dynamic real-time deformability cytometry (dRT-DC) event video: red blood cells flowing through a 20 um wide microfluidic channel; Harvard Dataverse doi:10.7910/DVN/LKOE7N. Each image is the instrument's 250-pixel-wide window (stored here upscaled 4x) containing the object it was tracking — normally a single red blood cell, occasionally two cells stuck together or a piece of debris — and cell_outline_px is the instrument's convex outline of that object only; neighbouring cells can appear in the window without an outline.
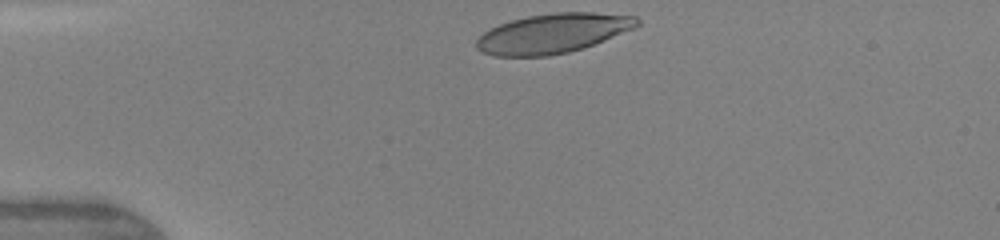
{"species": "human", "species_latin": "Homo sapiens", "temperature_condition": "warm", "stored_images_in_passage": 5, "camera_frame_rate_fps": 3000, "um_per_image_px": 0.085, "donor": {"sex": "female"}, "frame": {"image": 1, "passage_image": 1, "time_ms": 0.0, "image_size_px": [1000, 240], "cell_outline_px": [[640, 24], [636, 28], [584, 48], [568, 52], [548, 56], [496, 56], [484, 52], [476, 48], [476, 40], [484, 32], [500, 24], [512, 20], [528, 16], [556, 12], [592, 12], [636, 16], [640, 20]], "centroid_in_image_um": [47.04, 2.83], "position_along_channel_um": 38.0, "area_um2": 36.99}}